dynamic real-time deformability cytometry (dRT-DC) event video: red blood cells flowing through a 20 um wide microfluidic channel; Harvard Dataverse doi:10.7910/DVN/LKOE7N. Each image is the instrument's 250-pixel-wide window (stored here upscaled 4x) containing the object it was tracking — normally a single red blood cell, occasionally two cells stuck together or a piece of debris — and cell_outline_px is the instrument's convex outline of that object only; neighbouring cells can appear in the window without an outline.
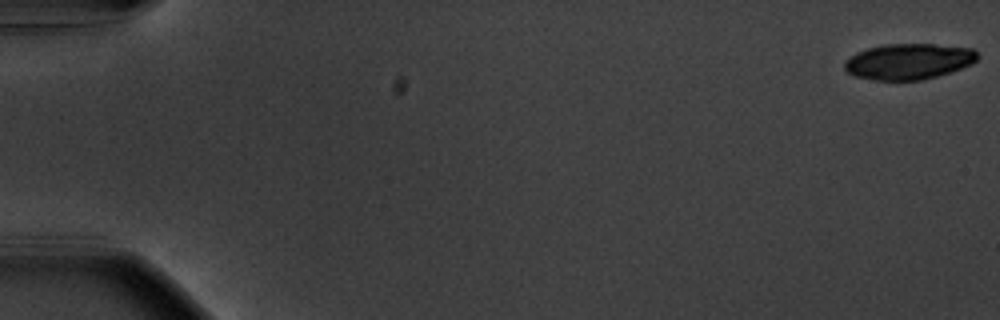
{"species": "common noctule bat (a hibernating species)", "species_latin": "Nyctalus noctula", "temperature_condition": "warm", "stored_images_in_passage": 56, "camera_frame_rate_fps": 3000, "um_per_image_px": 0.085, "animal": {"sex": "male", "body_mass_g": 20.1, "forearm_length_mm": 53.5}, "frame": {"image": 1, "passage_image": 1, "time_ms": 0.0, "image_size_px": [1000, 320], "cell_outline_px": [[980, 56], [972, 64], [936, 76], [920, 80], [876, 80], [856, 76], [848, 72], [844, 68], [844, 60], [848, 56], [856, 52], [868, 48], [884, 44], [932, 44], [972, 48]], "centroid_in_image_um": [77.2, 5.21], "position_along_channel_um": 7.8, "area_um2": 27.69}}
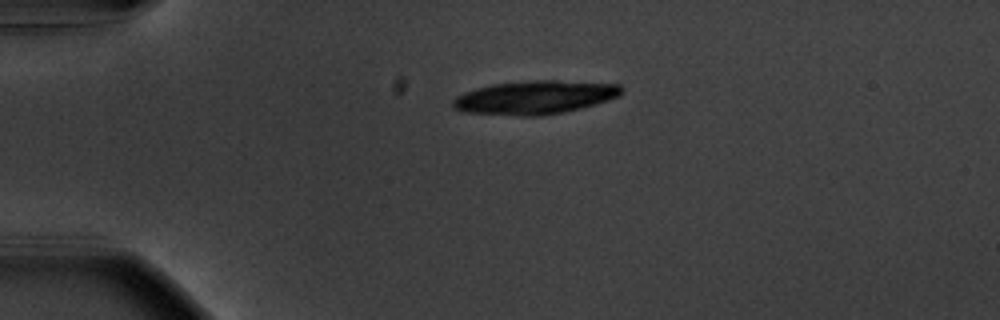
{"frame": {"image": 2, "passage_image": 14, "time_ms": 4.333, "image_size_px": [1000, 320], "cell_outline_px": [[624, 92], [620, 96], [596, 104], [564, 112], [540, 116], [520, 116], [464, 112], [452, 108], [452, 100], [456, 96], [464, 92], [476, 88], [492, 84], [532, 80], [556, 80], [620, 84], [624, 88]], "centroid_in_image_um": [45.47, 8.28], "position_along_channel_um": 39.5, "area_um2": 33.23}}